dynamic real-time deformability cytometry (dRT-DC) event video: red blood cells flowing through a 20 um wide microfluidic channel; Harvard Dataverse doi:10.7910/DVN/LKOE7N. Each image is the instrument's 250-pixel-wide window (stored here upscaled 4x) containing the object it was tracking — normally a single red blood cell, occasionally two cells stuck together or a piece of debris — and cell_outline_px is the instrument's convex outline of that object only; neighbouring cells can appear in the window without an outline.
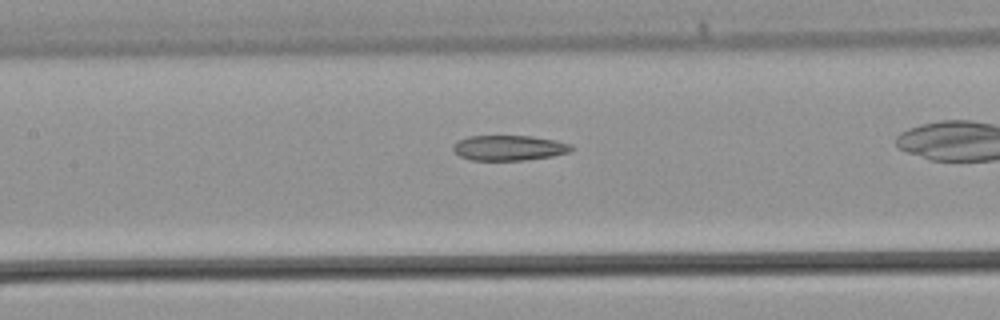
{"species": "common noctule bat (a hibernating species)", "species_latin": "Nyctalus noctula", "temperature_condition": "warm", "stored_images_in_passage": 24, "camera_frame_rate_fps": 3000, "um_per_image_px": 0.085, "animal": {"sex": "male", "body_mass_g": 21.5, "forearm_length_mm": 52.0}, "frame": {"image": 1, "passage_image": 11, "time_ms": 3.333, "image_size_px": [1000, 320], "cell_outline_px": [[572, 148], [568, 152], [552, 156], [524, 160], [472, 160], [460, 156], [452, 148], [452, 144], [468, 136], [532, 136], [556, 140], [572, 144]], "centroid_in_image_um": [43.26, 12.56], "position_along_channel_um": 164.1, "area_um2": 17.28}}